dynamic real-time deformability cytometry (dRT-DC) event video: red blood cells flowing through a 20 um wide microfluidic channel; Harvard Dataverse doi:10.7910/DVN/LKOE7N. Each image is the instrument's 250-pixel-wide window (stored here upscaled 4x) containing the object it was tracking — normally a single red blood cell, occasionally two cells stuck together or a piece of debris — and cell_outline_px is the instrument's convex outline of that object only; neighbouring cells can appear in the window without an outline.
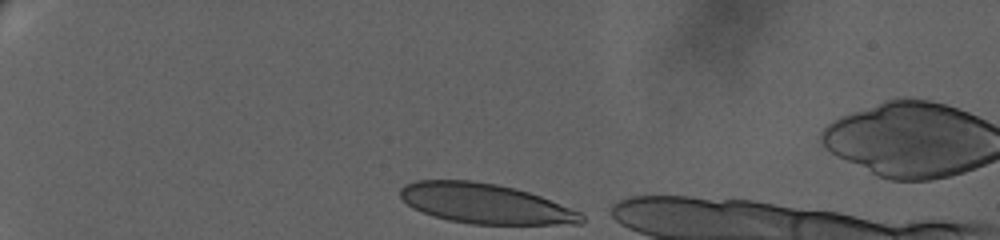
{"species": "human", "species_latin": "Homo sapiens", "temperature_condition": "warm", "stored_images_in_passage": 38, "camera_frame_rate_fps": 3000, "um_per_image_px": 0.085, "donor": {"sex": "female"}, "frame": {"image": 1, "passage_image": 1, "time_ms": 0.0, "image_size_px": [1000, 240], "cell_outline_px": [[584, 224], [472, 224], [448, 220], [432, 216], [412, 208], [400, 196], [400, 188], [404, 184], [416, 180], [472, 180], [496, 184], [516, 188], [540, 196], [580, 212], [584, 216]], "centroid_in_image_um": [41.22, 17.3], "position_along_channel_um": 43.8, "area_um2": 42.25}}
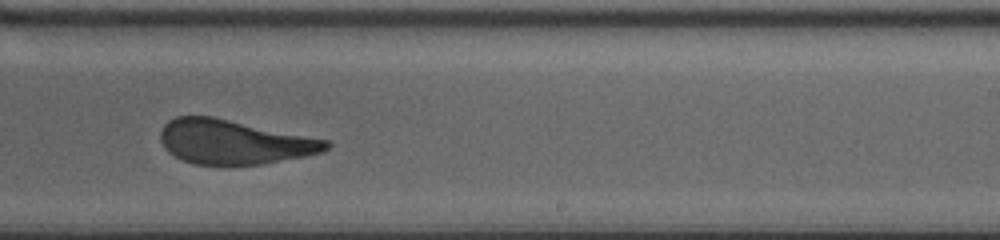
{"frame": {"image": 2, "passage_image": 24, "time_ms": 9.333, "image_size_px": [1000, 240], "cell_outline_px": [[332, 144], [328, 148], [320, 152], [304, 156], [264, 164], [192, 164], [168, 152], [164, 148], [160, 140], [160, 132], [164, 124], [168, 120], [176, 116], [212, 116], [328, 140]], "centroid_in_image_um": [19.85, 12.06], "position_along_channel_um": 269.1, "area_um2": 42.54}}
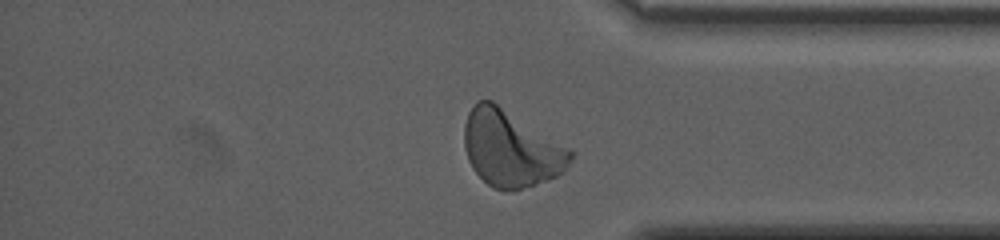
{"frame": {"image": 3, "passage_image": 36, "time_ms": 13.333, "image_size_px": [1000, 240], "cell_outline_px": [[572, 160], [564, 172], [548, 180], [536, 184], [504, 192], [492, 188], [472, 168], [468, 160], [464, 148], [464, 124], [468, 112], [476, 100], [492, 100], [568, 148], [572, 152]], "centroid_in_image_um": [43.39, 12.64], "position_along_channel_um": 391.8, "area_um2": 47.05}, "authors_computed_cell_mechanics": {"area_um2": 44.0436, "velocity_mm_per_s": 3.163, "shape_relaxation_time_tau1_ms": 8.2922, "shape_relaxation_time_tau2_ms": null, "deformation_change_tau1": 0.2342, "deformation_change_tau2": null}}